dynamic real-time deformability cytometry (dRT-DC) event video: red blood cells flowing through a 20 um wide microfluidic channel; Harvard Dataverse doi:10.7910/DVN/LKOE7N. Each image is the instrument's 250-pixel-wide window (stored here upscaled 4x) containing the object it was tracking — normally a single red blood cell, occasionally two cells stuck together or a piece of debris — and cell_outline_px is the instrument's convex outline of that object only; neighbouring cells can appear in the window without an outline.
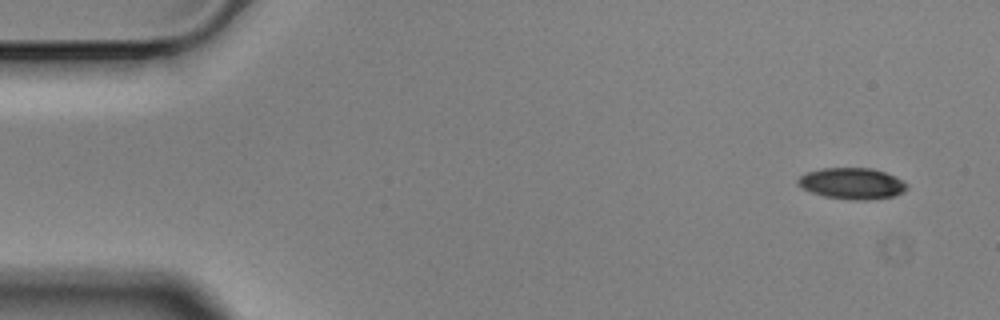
{"species": "Egyptian fruit bat (a non-hibernating species)", "species_latin": "Rousettus aegyptiacus", "temperature_condition": "cold", "stored_images_in_passage": 6, "camera_frame_rate_fps": 3000, "um_per_image_px": 0.085, "animal": {"sex": "male"}, "frame": {"image": 1, "passage_image": 1, "time_ms": 0.0, "image_size_px": [1000, 320], "cell_outline_px": [[908, 188], [904, 192], [892, 196], [864, 200], [856, 200], [824, 196], [812, 192], [796, 184], [796, 180], [800, 176], [808, 172], [820, 168], [872, 168], [896, 176], [908, 184]], "centroid_in_image_um": [72.43, 15.58], "position_along_channel_um": 12.6, "area_um2": 19.77}}
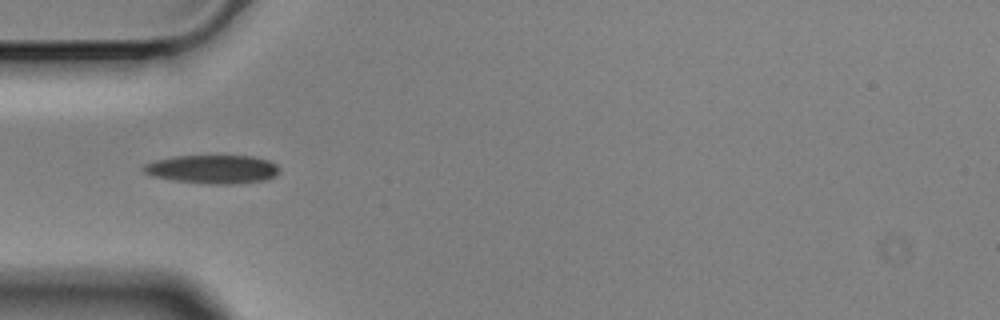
{"frame": {"image": 2, "passage_image": 5, "time_ms": 1.333, "image_size_px": [1000, 320], "cell_outline_px": [[280, 172], [276, 176], [268, 180], [236, 184], [212, 184], [176, 180], [152, 176], [144, 172], [140, 168], [144, 164], [156, 160], [176, 156], [252, 156], [268, 160], [276, 164], [280, 168]], "centroid_in_image_um": [18.12, 14.39], "position_along_channel_um": 66.9, "area_um2": 22.72}}
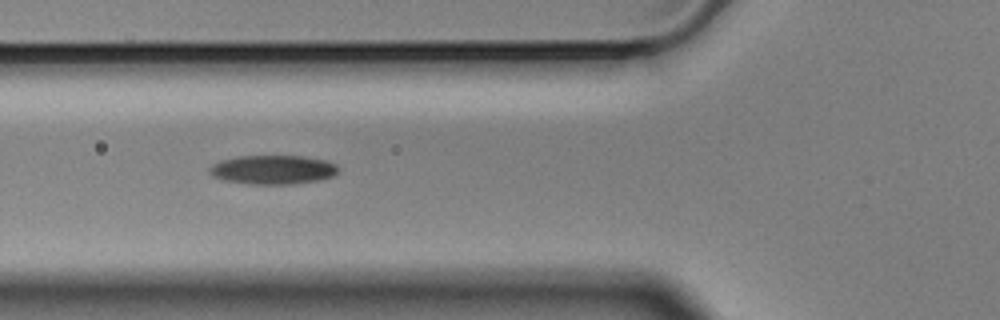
{"frame": {"image": 3, "passage_image": 6, "time_ms": 1.667, "image_size_px": [1000, 320], "cell_outline_px": [[340, 168], [332, 176], [316, 180], [292, 184], [252, 184], [224, 180], [212, 176], [208, 172], [208, 168], [212, 164], [220, 160], [236, 156], [304, 156], [324, 160], [336, 164]], "centroid_in_image_um": [23.15, 14.41], "position_along_channel_um": 102.7, "area_um2": 21.79}}